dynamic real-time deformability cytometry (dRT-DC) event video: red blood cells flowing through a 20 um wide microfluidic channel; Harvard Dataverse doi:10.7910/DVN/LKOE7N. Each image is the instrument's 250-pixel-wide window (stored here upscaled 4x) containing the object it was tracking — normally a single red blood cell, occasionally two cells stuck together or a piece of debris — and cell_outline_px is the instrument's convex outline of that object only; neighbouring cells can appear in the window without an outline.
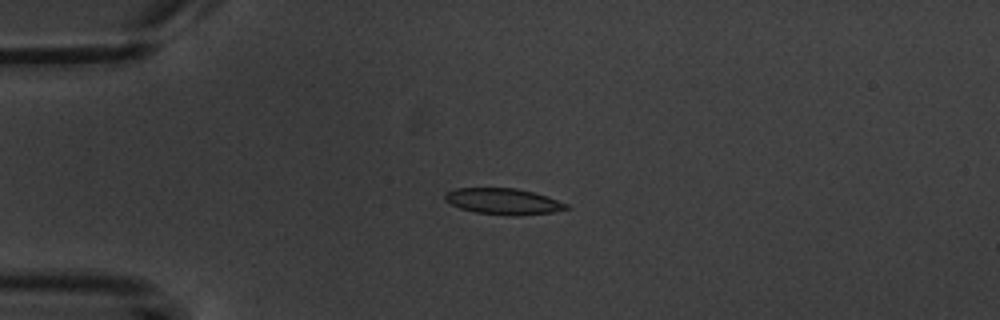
{"species": "common noctule bat (a hibernating species)", "species_latin": "Nyctalus noctula", "temperature_condition": "warm", "stored_images_in_passage": 4, "camera_frame_rate_fps": 3000, "um_per_image_px": 0.085, "animal": {"sex": "male", "body_mass_g": 20.1, "forearm_length_mm": 53.5}, "frame": {"image": 1, "passage_image": 3, "time_ms": 2.667, "image_size_px": [1000, 320], "cell_outline_px": [[572, 208], [552, 212], [516, 216], [508, 216], [476, 212], [460, 208], [444, 200], [444, 196], [448, 192], [456, 188], [516, 188], [536, 192], [548, 196], [568, 204]], "centroid_in_image_um": [42.84, 17.12], "position_along_channel_um": 42.2, "area_um2": 18.61}}